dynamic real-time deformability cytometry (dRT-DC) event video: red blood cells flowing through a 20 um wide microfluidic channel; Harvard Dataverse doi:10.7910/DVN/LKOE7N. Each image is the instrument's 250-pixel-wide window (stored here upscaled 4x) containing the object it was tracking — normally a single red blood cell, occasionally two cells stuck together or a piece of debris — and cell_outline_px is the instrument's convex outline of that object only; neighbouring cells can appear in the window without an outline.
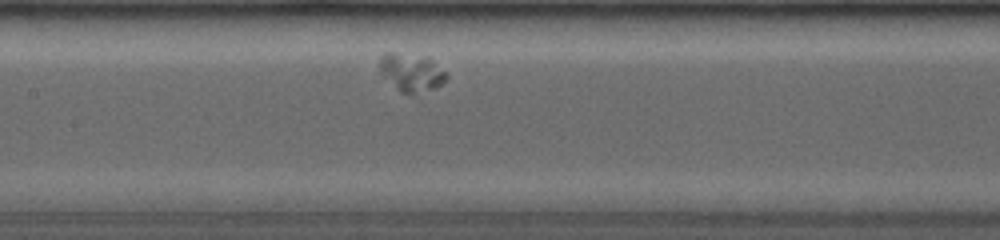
{"species": "common noctule bat (a hibernating species)", "species_latin": "Nyctalus noctula", "temperature_condition": "room temperature", "stored_images_in_passage": 46, "camera_frame_rate_fps": 4000, "um_per_image_px": 0.085, "animal": {"sex": "female", "body_mass_g": 19.0, "forearm_length_mm": 53.3}, "frame": {"image": 1, "passage_image": 15, "time_ms": 2.75, "image_size_px": [1000, 240], "cell_outline_px": [[448, 76], [436, 88], [412, 92], [400, 92], [380, 72], [380, 56], [384, 52], [392, 52], [428, 56], [448, 72]], "centroid_in_image_um": [34.99, 6.09], "position_along_channel_um": 172.4, "area_um2": 14.68}}
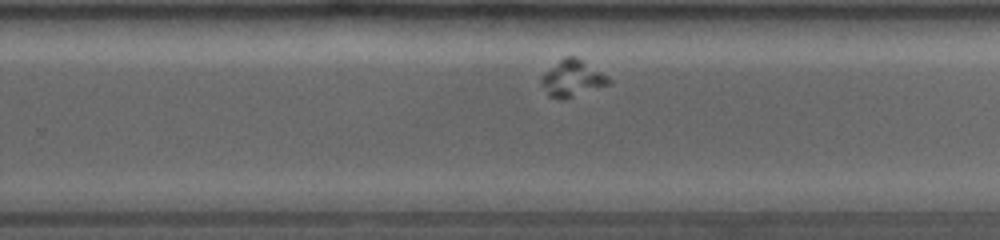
{"frame": {"image": 2, "passage_image": 29, "time_ms": 5.75, "image_size_px": [1000, 240], "cell_outline_px": [[612, 80], [608, 84], [564, 100], [560, 100], [548, 96], [540, 84], [540, 76], [544, 72], [564, 56], [576, 56], [584, 60], [608, 76]], "centroid_in_image_um": [48.6, 6.66], "position_along_channel_um": 281.2, "area_um2": 14.57}}
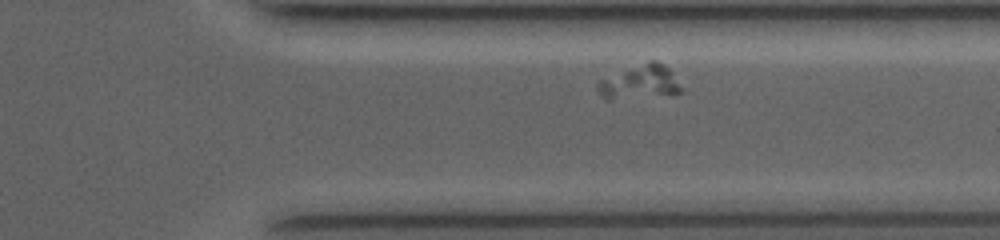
{"frame": {"image": 3, "passage_image": 39, "time_ms": 7.75, "image_size_px": [1000, 240], "cell_outline_px": [[684, 92], [608, 100], [604, 100], [596, 92], [596, 84], [600, 80], [648, 60], [656, 60], [664, 64], [672, 72], [684, 88]], "centroid_in_image_um": [54.38, 6.98], "position_along_channel_um": 357.0, "area_um2": 16.59}}